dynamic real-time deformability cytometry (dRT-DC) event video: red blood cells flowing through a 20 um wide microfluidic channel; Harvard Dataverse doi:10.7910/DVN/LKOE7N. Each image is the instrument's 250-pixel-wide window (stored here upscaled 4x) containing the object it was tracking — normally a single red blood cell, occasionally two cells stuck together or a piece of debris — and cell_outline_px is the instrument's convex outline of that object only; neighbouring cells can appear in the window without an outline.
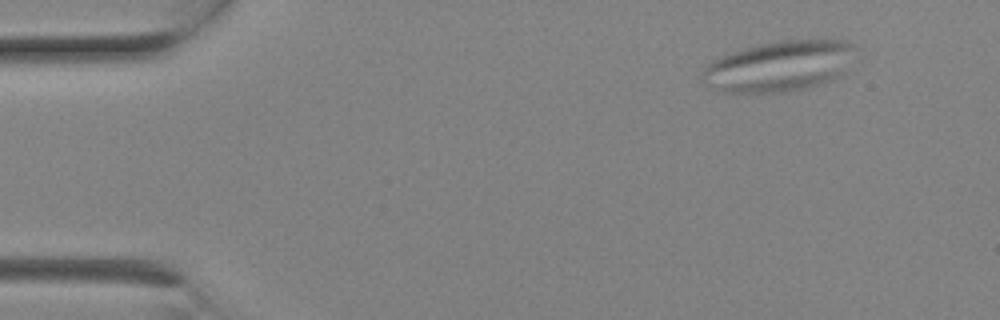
{"species": "Egyptian fruit bat (a non-hibernating species)", "species_latin": "Rousettus aegyptiacus", "temperature_condition": "room temperature", "stored_images_in_passage": 2, "camera_frame_rate_fps": 3000, "um_per_image_px": 0.085, "animal": {"sex": "female"}, "frame": {"image": 1, "passage_image": 1, "time_ms": 0.0, "image_size_px": [1000, 320], "cell_outline_px": [[852, 44], [844, 72], [840, 76], [824, 84], [808, 88], [788, 92], [724, 92], [712, 88], [704, 84], [700, 80], [700, 72], [712, 60], [720, 56], [744, 48], [784, 40], [848, 40]], "centroid_in_image_um": [66.14, 5.65], "position_along_channel_um": 18.9, "area_um2": 44.85}}
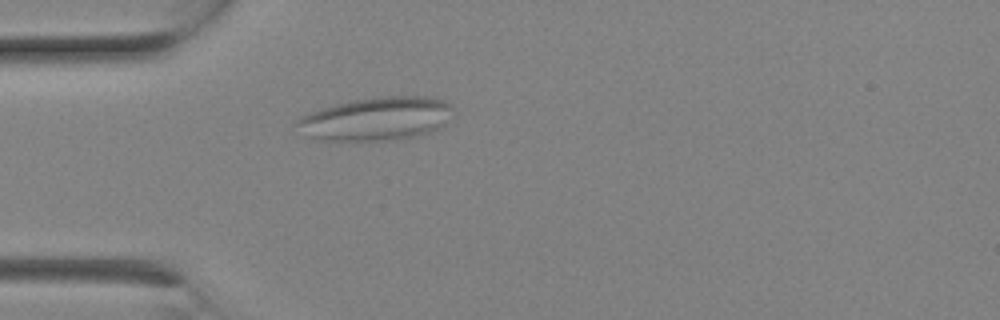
{"frame": {"image": 2, "passage_image": 2, "time_ms": 0.333, "image_size_px": [1000, 320], "cell_outline_px": [[452, 108], [448, 124], [444, 128], [436, 132], [416, 136], [392, 140], [312, 140], [292, 124], [300, 116], [320, 108], [336, 104], [356, 100], [384, 96], [428, 96], [444, 100], [452, 104]], "centroid_in_image_um": [32.02, 10.11], "position_along_channel_um": 53.0, "area_um2": 40.11}}